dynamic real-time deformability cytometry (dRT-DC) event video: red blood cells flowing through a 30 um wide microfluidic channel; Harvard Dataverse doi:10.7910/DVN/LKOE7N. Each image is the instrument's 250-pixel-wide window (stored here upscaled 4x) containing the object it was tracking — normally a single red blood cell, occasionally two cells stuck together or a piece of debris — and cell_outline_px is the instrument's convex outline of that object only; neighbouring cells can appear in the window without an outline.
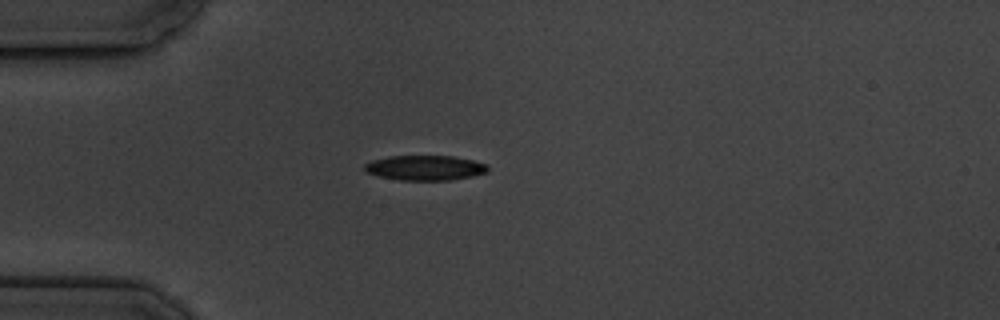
{"species": "common noctule bat (a hibernating species)", "species_latin": "Nyctalus noctula", "temperature_condition": "cold", "stored_images_in_passage": 4, "camera_frame_rate_fps": 3000, "um_per_image_px": 0.085, "animal": {"sex": "male", "body_mass_g": 19.5, "forearm_length_mm": 54.6}, "frame": {"image": 1, "passage_image": 4, "time_ms": 3.333, "image_size_px": [1000, 320], "cell_outline_px": [[488, 172], [472, 176], [452, 180], [400, 180], [376, 176], [364, 172], [364, 164], [372, 160], [388, 156], [452, 156], [472, 160], [488, 164]], "centroid_in_image_um": [36.1, 14.27], "position_along_channel_um": 48.9, "area_um2": 18.09}}